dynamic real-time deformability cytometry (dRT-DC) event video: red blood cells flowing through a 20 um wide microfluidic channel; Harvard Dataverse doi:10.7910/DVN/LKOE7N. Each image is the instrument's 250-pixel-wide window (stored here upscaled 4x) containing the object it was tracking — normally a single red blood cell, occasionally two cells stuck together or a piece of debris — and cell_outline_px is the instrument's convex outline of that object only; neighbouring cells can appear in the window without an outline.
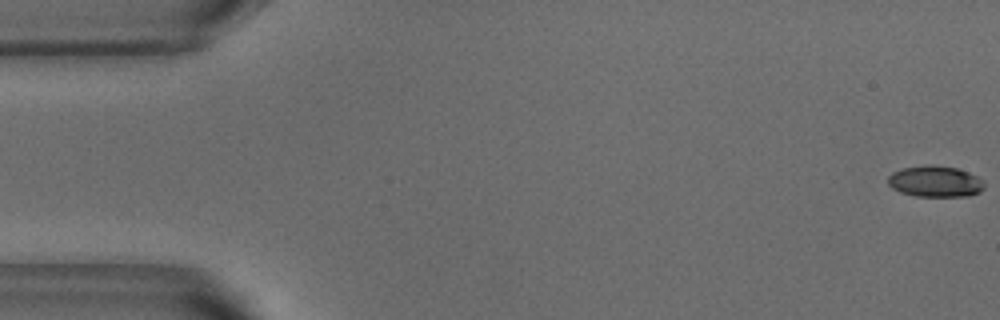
{"species": "common noctule bat (a hibernating species)", "species_latin": "Nyctalus noctula", "temperature_condition": "warm", "stored_images_in_passage": 53, "camera_frame_rate_fps": 3000, "um_per_image_px": 0.085, "animal": {"sex": "male", "body_mass_g": 18.8}, "frame": {"image": 1, "passage_image": 1, "time_ms": 0.0, "image_size_px": [1000, 320], "cell_outline_px": [[984, 188], [980, 192], [968, 196], [916, 196], [900, 192], [892, 188], [888, 184], [888, 176], [892, 172], [900, 168], [928, 164], [932, 164], [956, 168], [968, 172], [984, 180]], "centroid_in_image_um": [79.48, 15.41], "position_along_channel_um": 5.5, "area_um2": 17.69}}
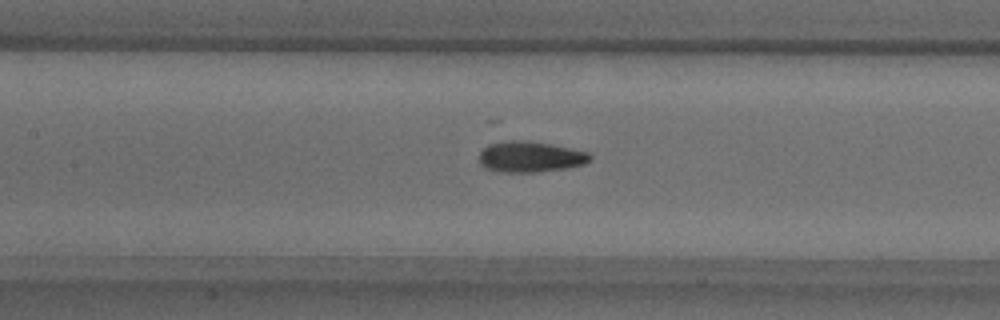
{"frame": {"image": 2, "passage_image": 24, "time_ms": 7.667, "image_size_px": [1000, 320], "cell_outline_px": [[592, 160], [584, 164], [564, 168], [536, 172], [504, 172], [484, 168], [480, 164], [480, 152], [488, 144], [508, 140], [524, 140], [552, 144], [588, 152], [592, 156]], "centroid_in_image_um": [45.07, 13.32], "position_along_channel_um": 162.3, "area_um2": 19.94}}
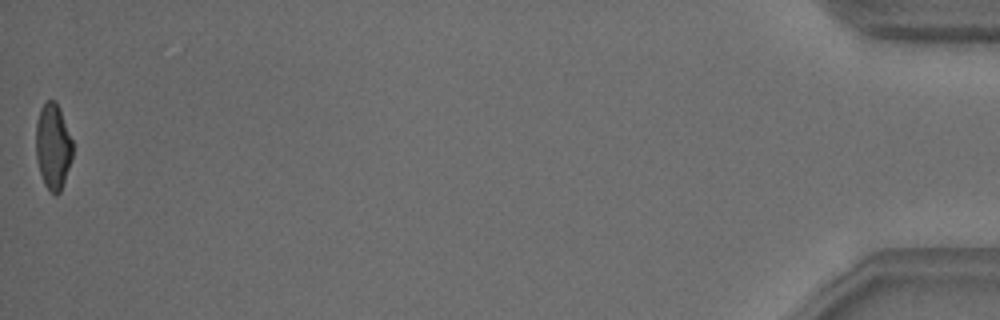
{"frame": {"image": 3, "passage_image": 53, "time_ms": 17.333, "image_size_px": [1000, 320], "cell_outline_px": [[72, 160], [60, 192], [56, 196], [44, 184], [40, 172], [36, 156], [36, 120], [40, 108], [48, 100], [56, 100], [60, 108], [72, 140]], "centroid_in_image_um": [4.5, 12.42], "position_along_channel_um": 430.7, "area_um2": 18.38}, "authors_computed_cell_mechanics": {"area_um2": 19.074, "velocity_mm_per_s": 3.8298, "shape_relaxation_time_tau1_ms": 4.7476, "shape_relaxation_time_tau2_ms": 2.3295, "deformation_change_tau1": 0.1616, "deformation_change_tau2": 0.0903}}